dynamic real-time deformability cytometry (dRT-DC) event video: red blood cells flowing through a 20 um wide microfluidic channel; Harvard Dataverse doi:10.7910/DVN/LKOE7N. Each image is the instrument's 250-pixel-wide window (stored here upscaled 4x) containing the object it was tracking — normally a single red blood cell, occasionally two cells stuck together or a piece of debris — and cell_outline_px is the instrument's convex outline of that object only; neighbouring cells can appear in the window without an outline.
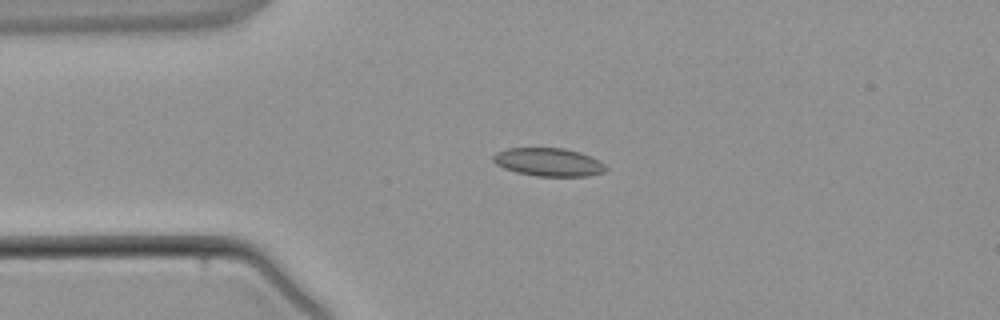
{"species": "common noctule bat (a hibernating species)", "species_latin": "Nyctalus noctula", "temperature_condition": "warm", "stored_images_in_passage": 3, "camera_frame_rate_fps": 3000, "um_per_image_px": 0.085, "animal": {"sex": "male", "body_mass_g": 21.5, "forearm_length_mm": 52.0}, "frame": {"image": 1, "passage_image": 2, "time_ms": 1.333, "image_size_px": [1000, 320], "cell_outline_px": [[608, 168], [604, 172], [588, 176], [536, 176], [516, 172], [504, 168], [496, 164], [492, 160], [492, 156], [496, 152], [508, 148], [564, 148], [580, 152], [604, 164]], "centroid_in_image_um": [46.59, 13.78], "position_along_channel_um": 38.4, "area_um2": 18.44}}